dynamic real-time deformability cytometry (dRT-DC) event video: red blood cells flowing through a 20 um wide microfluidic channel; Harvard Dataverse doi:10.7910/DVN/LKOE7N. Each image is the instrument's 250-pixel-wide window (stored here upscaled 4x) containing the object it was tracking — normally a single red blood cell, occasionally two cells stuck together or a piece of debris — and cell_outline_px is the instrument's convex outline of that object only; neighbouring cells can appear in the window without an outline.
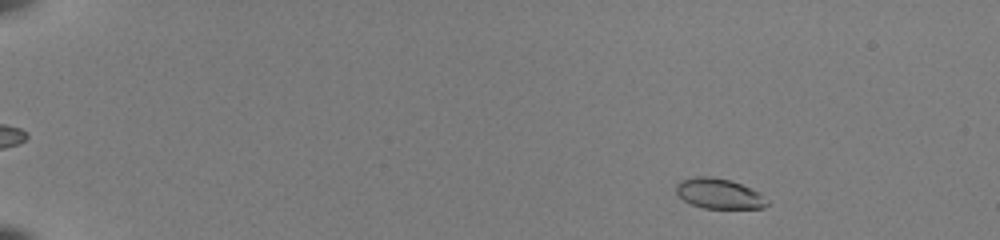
{"species": "common noctule bat (a hibernating species)", "species_latin": "Nyctalus noctula", "temperature_condition": "room temperature", "stored_images_in_passage": 52, "camera_frame_rate_fps": 3000, "um_per_image_px": 0.085, "animal": {"sex": "female", "body_mass_g": 22.0, "forearm_length_mm": 56.7}, "frame": {"image": 1, "passage_image": 7, "time_ms": 2.0, "image_size_px": [1000, 240], "cell_outline_px": [[768, 204], [764, 208], [704, 208], [688, 204], [676, 192], [676, 184], [680, 180], [696, 176], [712, 176], [732, 180], [752, 188], [760, 192], [768, 200]], "centroid_in_image_um": [61.13, 16.45], "position_along_channel_um": 23.9, "area_um2": 16.3}}
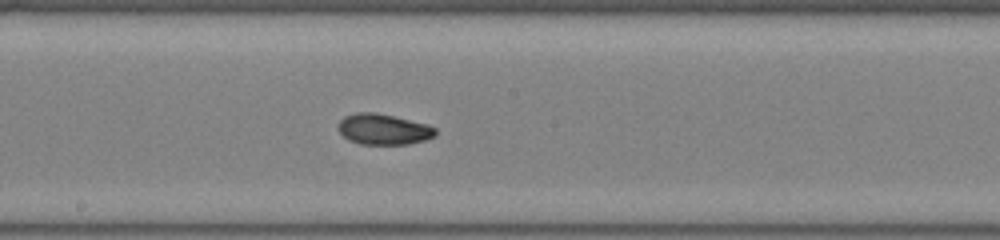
{"frame": {"image": 2, "passage_image": 31, "time_ms": 10.0, "image_size_px": [1000, 240], "cell_outline_px": [[436, 136], [424, 140], [408, 144], [360, 144], [348, 140], [336, 128], [336, 124], [344, 116], [356, 112], [376, 112], [428, 124], [436, 128]], "centroid_in_image_um": [32.57, 10.98], "position_along_channel_um": 215.6, "area_um2": 17.63}}
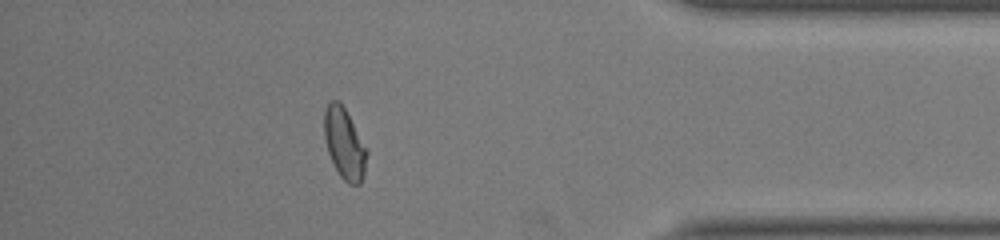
{"frame": {"image": 3, "passage_image": 47, "time_ms": 15.333, "image_size_px": [1000, 240], "cell_outline_px": [[368, 152], [364, 176], [360, 184], [348, 184], [340, 176], [328, 152], [324, 140], [324, 112], [328, 104], [332, 100], [340, 100], [368, 148]], "centroid_in_image_um": [29.3, 12.2], "position_along_channel_um": 405.9, "area_um2": 17.8}, "authors_computed_cell_mechanics": {"area_um2": 16.9643, "velocity_mm_per_s": 4.0115, "shape_relaxation_time_tau1_ms": 4.7296, "shape_relaxation_time_tau2_ms": 2.032, "deformation_change_tau1": 0.182, "deformation_change_tau2": 0.0614}}